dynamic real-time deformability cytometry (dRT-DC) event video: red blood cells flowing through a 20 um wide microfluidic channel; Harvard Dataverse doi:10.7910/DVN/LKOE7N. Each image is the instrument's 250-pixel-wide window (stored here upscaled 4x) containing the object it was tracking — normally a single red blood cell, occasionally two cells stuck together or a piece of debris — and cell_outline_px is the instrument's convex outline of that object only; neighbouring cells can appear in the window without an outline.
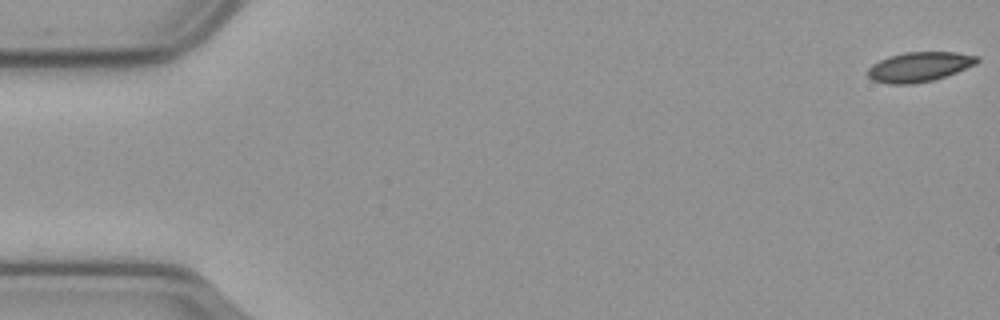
{"species": "common noctule bat (a hibernating species)", "species_latin": "Nyctalus noctula", "temperature_condition": "cold", "stored_images_in_passage": 57, "camera_frame_rate_fps": 3000, "um_per_image_px": 0.085, "animal": {"sex": "male", "body_mass_g": 23.1, "forearm_length_mm": 52.7}, "frame": {"image": 1, "passage_image": 1, "time_ms": 0.0, "image_size_px": [1000, 320], "cell_outline_px": [[980, 60], [976, 64], [956, 72], [932, 80], [912, 84], [888, 84], [872, 80], [868, 76], [868, 68], [872, 64], [888, 56], [904, 52], [956, 52], [980, 56]], "centroid_in_image_um": [78.14, 5.67], "position_along_channel_um": 6.9, "area_um2": 18.96}}
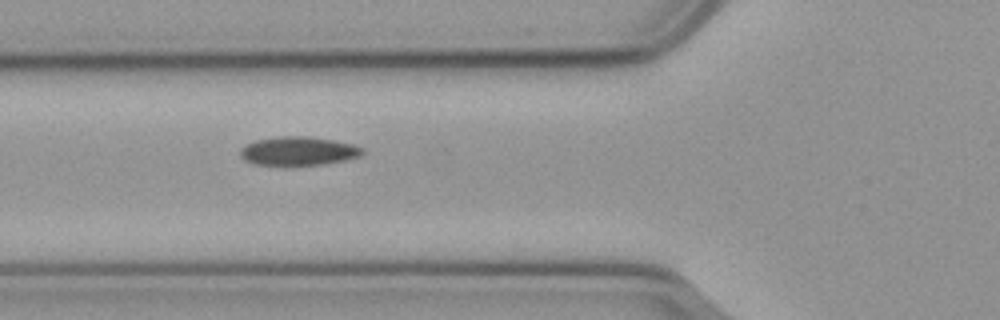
{"frame": {"image": 2, "passage_image": 21, "time_ms": 6.667, "image_size_px": [1000, 320], "cell_outline_px": [[364, 152], [360, 156], [344, 160], [320, 164], [284, 168], [256, 164], [244, 160], [240, 156], [240, 148], [256, 140], [280, 136], [308, 136], [332, 140], [352, 144], [360, 148]], "centroid_in_image_um": [25.29, 12.88], "position_along_channel_um": 100.5, "area_um2": 20.87}}
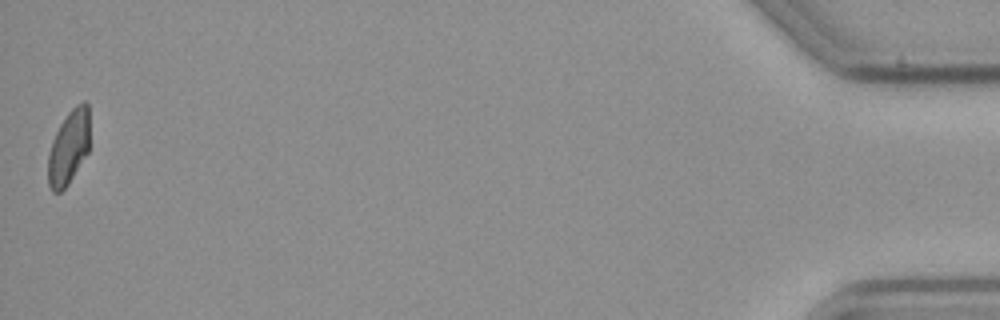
{"frame": {"image": 3, "passage_image": 57, "time_ms": 18.667, "image_size_px": [1000, 320], "cell_outline_px": [[88, 152], [68, 184], [60, 192], [52, 192], [48, 184], [48, 156], [52, 140], [60, 124], [68, 112], [76, 104], [84, 100], [88, 104]], "centroid_in_image_um": [5.82, 12.52], "position_along_channel_um": 429.4, "area_um2": 17.86}}